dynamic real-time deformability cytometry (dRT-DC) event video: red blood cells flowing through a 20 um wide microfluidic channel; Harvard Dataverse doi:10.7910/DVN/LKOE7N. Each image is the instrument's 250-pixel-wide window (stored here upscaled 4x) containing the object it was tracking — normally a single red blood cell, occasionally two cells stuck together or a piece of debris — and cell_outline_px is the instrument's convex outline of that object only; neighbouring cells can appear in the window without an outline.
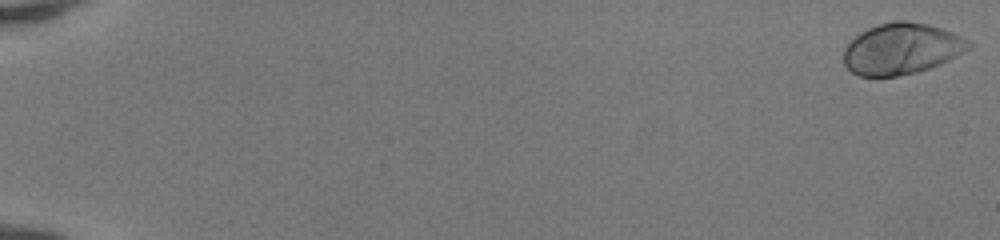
{"species": "human", "species_latin": "Homo sapiens", "temperature_condition": "room temperature", "stored_images_in_passage": 52, "camera_frame_rate_fps": 3000, "um_per_image_px": 0.085, "donor": {"sex": "female"}, "frame": {"image": 1, "passage_image": 1, "time_ms": 0.0, "image_size_px": [1000, 240], "cell_outline_px": [[972, 48], [940, 64], [916, 72], [896, 76], [860, 76], [852, 72], [844, 64], [844, 48], [860, 32], [876, 24], [892, 20], [908, 20], [928, 24], [952, 32], [972, 40]], "centroid_in_image_um": [76.66, 4.12], "position_along_channel_um": 8.3, "area_um2": 37.45}}
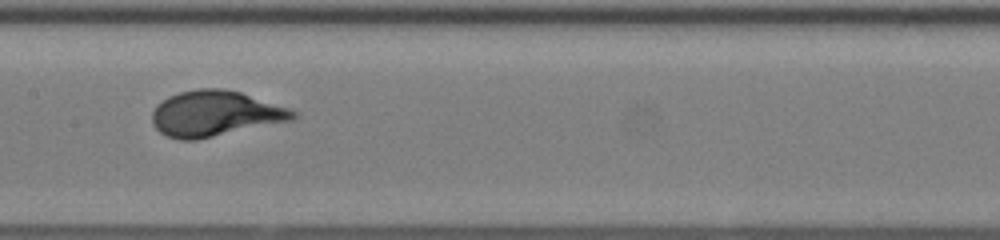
{"frame": {"image": 2, "passage_image": 29, "time_ms": 9.333, "image_size_px": [1000, 240], "cell_outline_px": [[296, 116], [292, 120], [196, 140], [180, 140], [168, 136], [160, 132], [152, 124], [152, 112], [156, 104], [168, 96], [180, 92], [200, 88], [220, 88], [240, 92], [288, 108], [296, 112]], "centroid_in_image_um": [18.24, 9.66], "position_along_channel_um": 189.2, "area_um2": 37.17}}
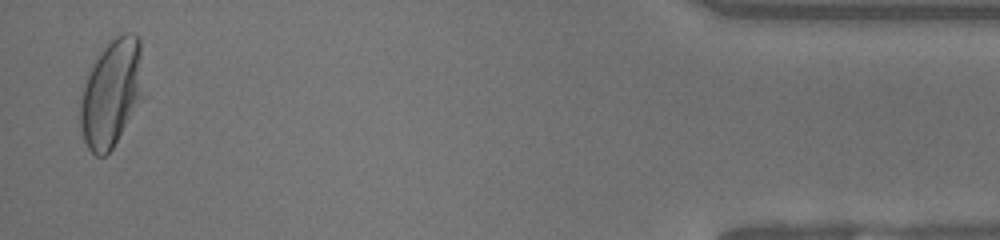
{"frame": {"image": 3, "passage_image": 51, "time_ms": 16.667, "image_size_px": [1000, 240], "cell_outline_px": [[148, 96], [112, 148], [104, 156], [96, 156], [88, 148], [84, 140], [80, 128], [80, 100], [84, 84], [100, 48], [108, 40], [124, 32], [132, 32], [140, 36]], "centroid_in_image_um": [9.58, 7.85], "position_along_channel_um": 425.6, "area_um2": 41.73}, "authors_computed_cell_mechanics": {"area_um2": 36.9342, "velocity_mm_per_s": 4.1484, "shape_relaxation_time_tau1_ms": 2.6039, "shape_relaxation_time_tau2_ms": null, "deformation_change_tau1": 0.1464, "deformation_change_tau2": null}}